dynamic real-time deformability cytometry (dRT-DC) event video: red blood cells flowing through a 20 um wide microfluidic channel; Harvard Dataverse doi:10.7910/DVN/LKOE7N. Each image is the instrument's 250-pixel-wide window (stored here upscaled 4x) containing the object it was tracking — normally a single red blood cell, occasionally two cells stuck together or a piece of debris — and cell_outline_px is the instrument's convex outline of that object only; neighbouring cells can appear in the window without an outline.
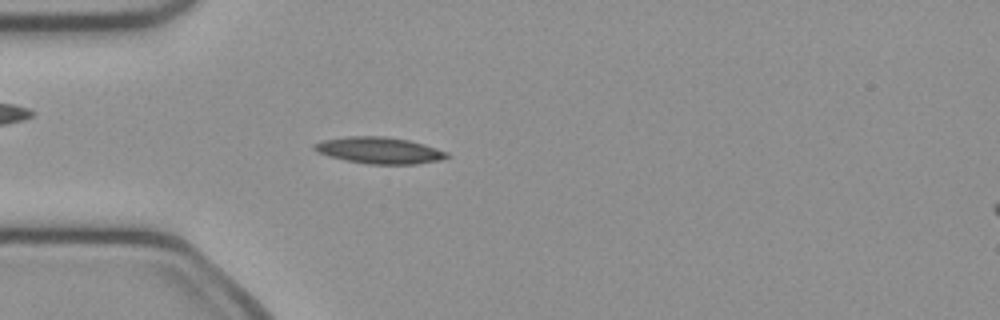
{"species": "common noctule bat (a hibernating species)", "species_latin": "Nyctalus noctula", "temperature_condition": "cold", "stored_images_in_passage": 50, "camera_frame_rate_fps": 3000, "um_per_image_px": 0.085, "animal": {"sex": "female", "body_mass_g": 21.9}, "frame": {"image": 1, "passage_image": 14, "time_ms": 4.333, "image_size_px": [1000, 320], "cell_outline_px": [[448, 156], [440, 160], [416, 164], [368, 164], [344, 160], [328, 156], [316, 152], [312, 148], [312, 144], [324, 140], [348, 136], [384, 136], [408, 140], [424, 144], [448, 152]], "centroid_in_image_um": [32.2, 12.78], "position_along_channel_um": 52.8, "area_um2": 20.52}}
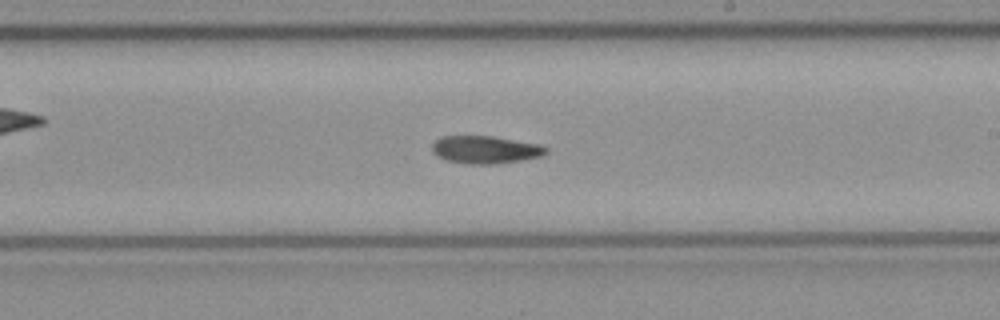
{"frame": {"image": 2, "passage_image": 29, "time_ms": 9.333, "image_size_px": [1000, 320], "cell_outline_px": [[548, 152], [540, 156], [520, 160], [496, 164], [468, 164], [448, 160], [436, 156], [432, 152], [432, 144], [440, 136], [492, 136], [540, 144], [548, 148]], "centroid_in_image_um": [41.24, 12.72], "position_along_channel_um": 247.8, "area_um2": 18.38}}
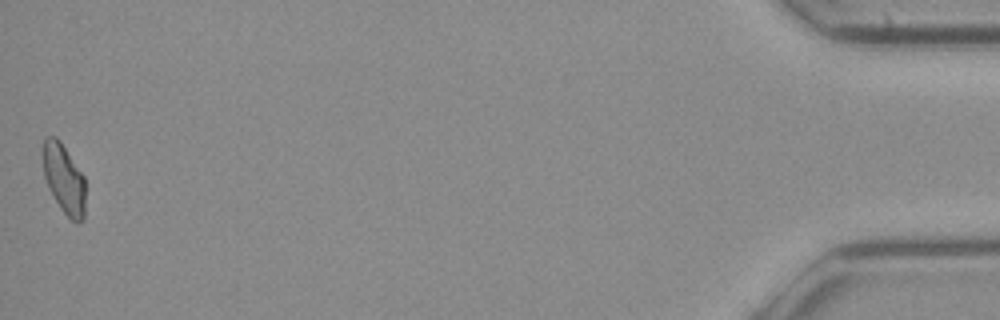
{"frame": {"image": 3, "passage_image": 50, "time_ms": 16.333, "image_size_px": [1000, 320], "cell_outline_px": [[84, 220], [76, 224], [60, 208], [48, 188], [44, 176], [40, 148], [44, 136], [56, 136], [60, 140], [84, 176]], "centroid_in_image_um": [5.38, 15.14], "position_along_channel_um": 429.8, "area_um2": 17.63}}